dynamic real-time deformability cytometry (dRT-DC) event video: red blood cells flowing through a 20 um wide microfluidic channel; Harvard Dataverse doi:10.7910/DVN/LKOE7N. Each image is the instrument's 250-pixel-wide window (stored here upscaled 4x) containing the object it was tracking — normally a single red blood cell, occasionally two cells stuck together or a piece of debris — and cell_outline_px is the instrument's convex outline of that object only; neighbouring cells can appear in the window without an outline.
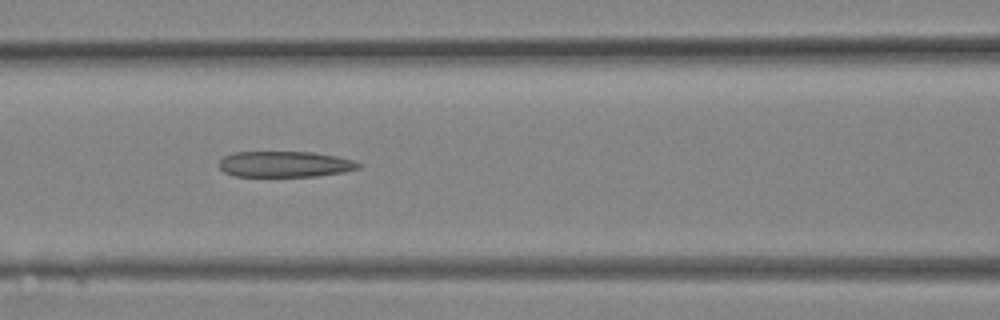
{"species": "Egyptian fruit bat (a non-hibernating species)", "species_latin": "Rousettus aegyptiacus", "temperature_condition": "room temperature", "stored_images_in_passage": 17, "camera_frame_rate_fps": 3000, "um_per_image_px": 0.085, "animal": {"sex": "female"}, "frame": {"image": 1, "passage_image": 12, "time_ms": 3.667, "image_size_px": [1000, 320], "cell_outline_px": [[364, 164], [360, 168], [344, 172], [320, 176], [236, 176], [224, 172], [216, 164], [224, 156], [232, 152], [312, 152], [336, 156], [356, 160]], "centroid_in_image_um": [24.25, 13.95], "position_along_channel_um": 142.3, "area_um2": 21.33}}
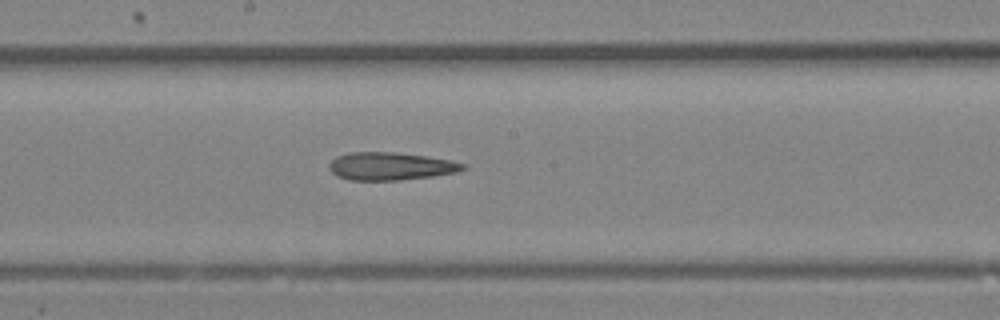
{"frame": {"image": 2, "passage_image": 15, "time_ms": 4.667, "image_size_px": [1000, 320], "cell_outline_px": [[468, 168], [456, 172], [432, 176], [400, 180], [348, 180], [336, 176], [328, 168], [328, 164], [336, 156], [348, 152], [396, 152], [452, 160], [468, 164]], "centroid_in_image_um": [33.2, 14.12], "position_along_channel_um": 215.0, "area_um2": 21.91}}
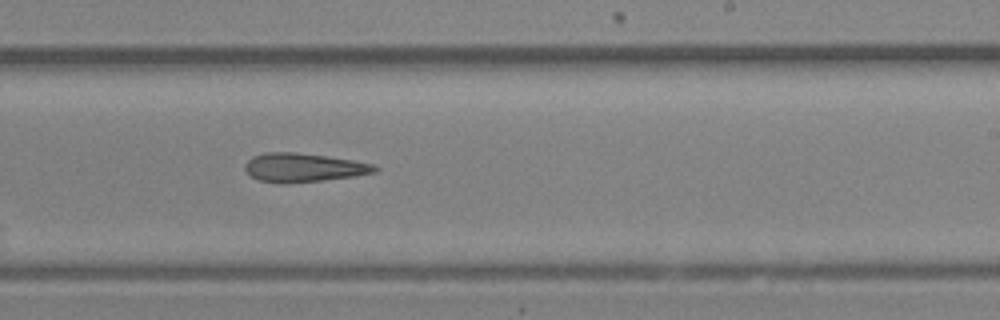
{"frame": {"image": 3, "passage_image": 17, "time_ms": 5.333, "image_size_px": [1000, 320], "cell_outline_px": [[380, 168], [376, 172], [352, 176], [324, 180], [284, 184], [280, 184], [260, 180], [252, 176], [244, 168], [244, 164], [252, 156], [264, 152], [296, 152], [352, 160], [372, 164]], "centroid_in_image_um": [25.76, 14.24], "position_along_channel_um": 263.2, "area_um2": 21.68}}